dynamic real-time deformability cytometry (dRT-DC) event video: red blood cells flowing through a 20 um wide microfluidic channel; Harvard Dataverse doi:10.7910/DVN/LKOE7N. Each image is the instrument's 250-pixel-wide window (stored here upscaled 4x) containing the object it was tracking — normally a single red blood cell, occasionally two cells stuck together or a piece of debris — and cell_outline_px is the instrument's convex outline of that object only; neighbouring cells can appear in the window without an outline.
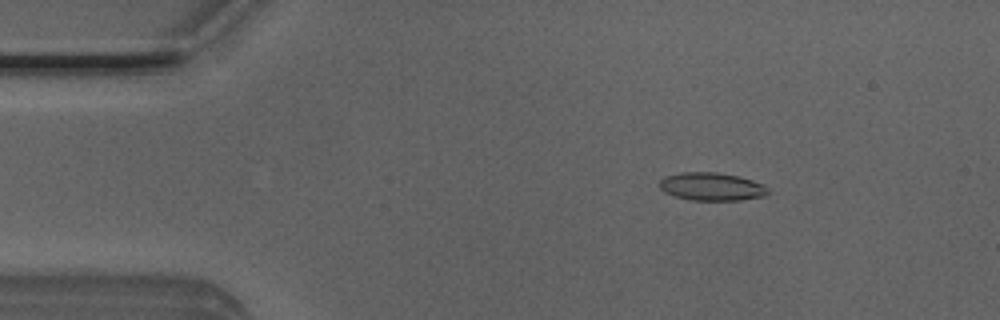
{"species": "Egyptian fruit bat (a non-hibernating species)", "species_latin": "Rousettus aegyptiacus", "temperature_condition": "room temperature", "stored_images_in_passage": 49, "camera_frame_rate_fps": 3000, "um_per_image_px": 0.085, "animal": {"sex": "male"}, "frame": {"image": 1, "passage_image": 6, "time_ms": 1.667, "image_size_px": [1000, 320], "cell_outline_px": [[768, 192], [764, 196], [740, 200], [692, 200], [676, 196], [664, 192], [660, 188], [660, 180], [664, 176], [680, 172], [716, 172], [736, 176], [752, 180], [764, 184], [768, 188]], "centroid_in_image_um": [60.48, 15.85], "position_along_channel_um": 24.5, "area_um2": 17.63}}
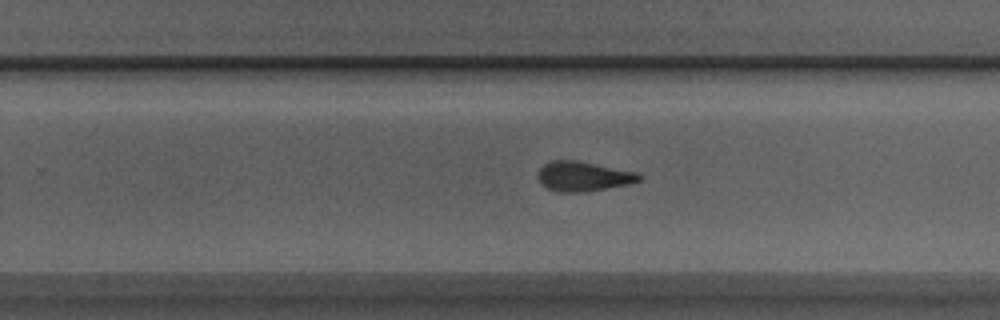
{"frame": {"image": 2, "passage_image": 30, "time_ms": 9.667, "image_size_px": [1000, 320], "cell_outline_px": [[644, 176], [640, 180], [628, 184], [584, 192], [556, 192], [540, 184], [536, 176], [540, 168], [544, 164], [552, 160], [576, 160], [636, 172]], "centroid_in_image_um": [49.53, 14.99], "position_along_channel_um": 280.3, "area_um2": 17.57}}
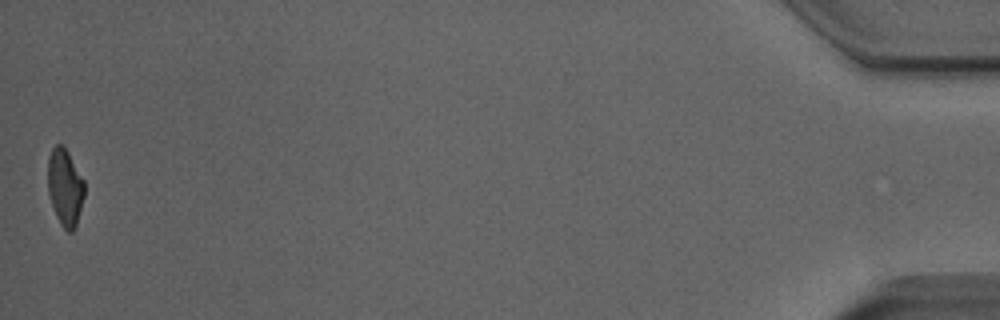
{"frame": {"image": 3, "passage_image": 49, "time_ms": 16.0, "image_size_px": [1000, 320], "cell_outline_px": [[84, 196], [76, 228], [72, 232], [68, 232], [60, 224], [56, 216], [48, 192], [48, 156], [52, 148], [56, 144], [64, 144], [84, 180]], "centroid_in_image_um": [5.53, 15.91], "position_along_channel_um": 429.7, "area_um2": 16.59}, "authors_computed_cell_mechanics": {"area_um2": 17.7446, "velocity_mm_per_s": 3.9975, "shape_relaxation_time_tau1_ms": 4.4691, "shape_relaxation_time_tau2_ms": 3.938, "deformation_change_tau1": 0.1681, "deformation_change_tau2": 0.1202}}